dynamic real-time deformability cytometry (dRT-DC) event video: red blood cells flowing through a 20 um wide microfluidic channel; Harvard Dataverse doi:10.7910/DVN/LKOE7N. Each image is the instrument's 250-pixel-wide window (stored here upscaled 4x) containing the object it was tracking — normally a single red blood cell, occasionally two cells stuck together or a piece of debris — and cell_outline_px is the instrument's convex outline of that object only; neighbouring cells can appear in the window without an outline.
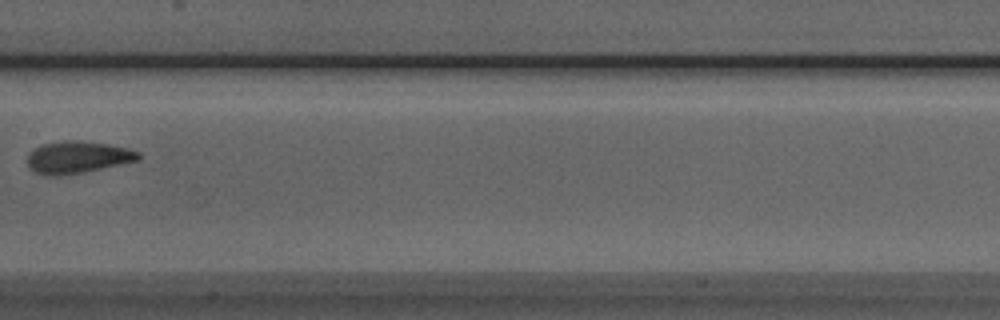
{"species": "Egyptian fruit bat (a non-hibernating species)", "species_latin": "Rousettus aegyptiacus", "temperature_condition": "room temperature", "stored_images_in_passage": 8, "camera_frame_rate_fps": 3000, "um_per_image_px": 0.085, "animal": {"sex": "male"}, "frame": {"image": 1, "passage_image": 7, "time_ms": 8.0, "image_size_px": [1000, 320], "cell_outline_px": [[140, 160], [84, 172], [60, 176], [48, 176], [36, 172], [28, 168], [28, 156], [40, 144], [64, 140], [80, 140], [108, 144], [128, 148], [140, 152]], "centroid_in_image_um": [6.61, 13.36], "position_along_channel_um": 200.8, "area_um2": 20.87}}
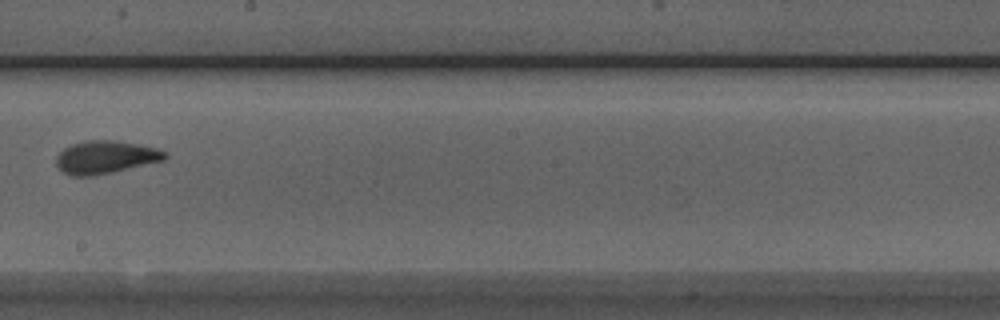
{"frame": {"image": 2, "passage_image": 8, "time_ms": 9.0, "image_size_px": [1000, 320], "cell_outline_px": [[168, 156], [164, 160], [112, 172], [88, 176], [72, 176], [64, 172], [56, 164], [56, 156], [64, 148], [72, 144], [88, 140], [116, 140], [156, 148], [168, 152]], "centroid_in_image_um": [8.97, 13.35], "position_along_channel_um": 239.2, "area_um2": 20.63}}